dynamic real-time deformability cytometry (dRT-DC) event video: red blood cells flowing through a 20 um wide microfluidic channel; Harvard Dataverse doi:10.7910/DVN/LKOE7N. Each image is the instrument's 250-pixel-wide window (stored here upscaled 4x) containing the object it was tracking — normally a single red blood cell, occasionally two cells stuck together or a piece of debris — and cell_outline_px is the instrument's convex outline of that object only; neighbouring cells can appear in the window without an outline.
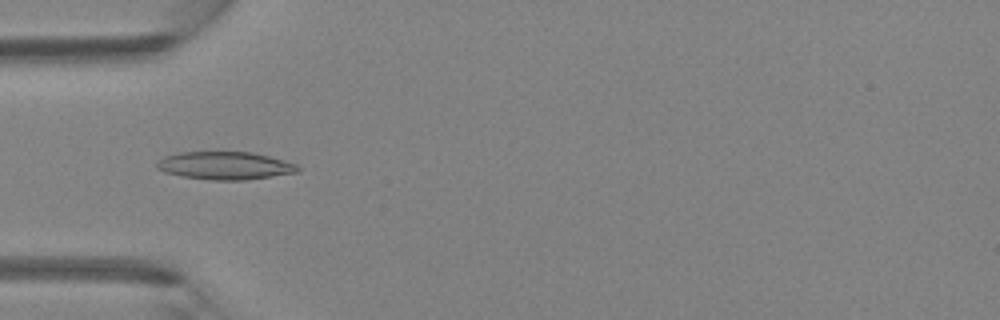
{"species": "Egyptian fruit bat (a non-hibernating species)", "species_latin": "Rousettus aegyptiacus", "temperature_condition": "room temperature", "stored_images_in_passage": 32, "camera_frame_rate_fps": 3000, "um_per_image_px": 0.085, "animal": {"sex": "female"}, "frame": {"image": 1, "passage_image": 1, "time_ms": 0.0, "image_size_px": [1000, 320], "cell_outline_px": [[300, 172], [244, 180], [212, 180], [180, 176], [164, 172], [156, 168], [156, 164], [164, 156], [180, 152], [252, 152], [284, 160], [296, 164], [300, 168]], "centroid_in_image_um": [19.12, 14.08], "position_along_channel_um": 65.9, "area_um2": 22.89}}
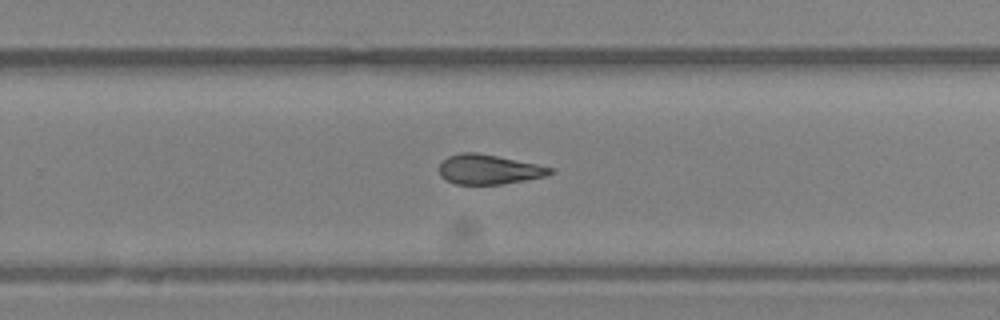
{"frame": {"image": 2, "passage_image": 16, "time_ms": 5.0, "image_size_px": [1000, 320], "cell_outline_px": [[552, 172], [544, 176], [524, 180], [500, 184], [456, 184], [440, 176], [440, 164], [448, 156], [460, 152], [476, 152], [536, 164], [552, 168]], "centroid_in_image_um": [41.5, 14.39], "position_along_channel_um": 288.3, "area_um2": 18.79}}
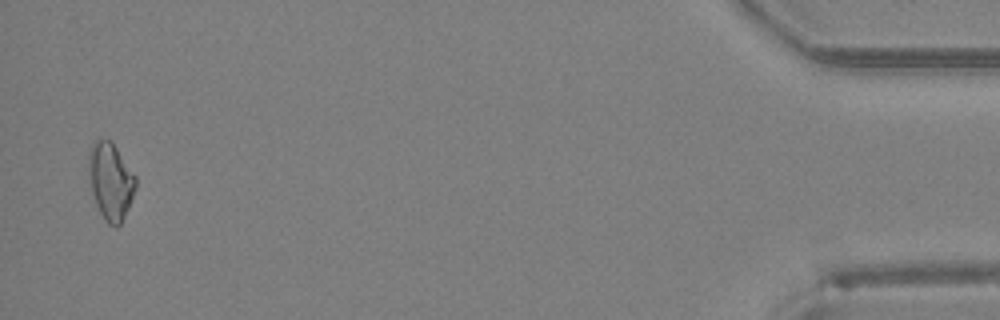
{"frame": {"image": 3, "passage_image": 31, "time_ms": 10.0, "image_size_px": [1000, 320], "cell_outline_px": [[136, 188], [124, 216], [120, 224], [116, 228], [108, 224], [104, 220], [96, 204], [92, 192], [88, 172], [88, 152], [92, 144], [96, 140], [108, 140], [116, 148], [136, 176]], "centroid_in_image_um": [9.39, 15.42], "position_along_channel_um": 425.8, "area_um2": 20.87}}